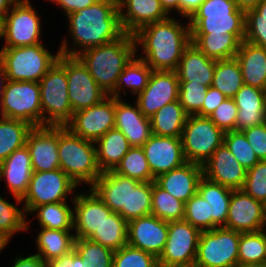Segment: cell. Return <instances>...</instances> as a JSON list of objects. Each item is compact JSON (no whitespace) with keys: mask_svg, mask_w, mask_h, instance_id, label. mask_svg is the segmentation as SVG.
Here are the masks:
<instances>
[{"mask_svg":"<svg viewBox=\"0 0 266 267\" xmlns=\"http://www.w3.org/2000/svg\"><path fill=\"white\" fill-rule=\"evenodd\" d=\"M66 17L73 47L64 37L58 48L61 54L77 56L87 49L115 41L125 33L120 23L119 6L112 1L100 0Z\"/></svg>","mask_w":266,"mask_h":267,"instance_id":"obj_1","label":"cell"},{"mask_svg":"<svg viewBox=\"0 0 266 267\" xmlns=\"http://www.w3.org/2000/svg\"><path fill=\"white\" fill-rule=\"evenodd\" d=\"M168 17L164 20L150 23L135 32L136 54L152 70L176 71L185 48L191 43L189 20L180 24Z\"/></svg>","mask_w":266,"mask_h":267,"instance_id":"obj_2","label":"cell"},{"mask_svg":"<svg viewBox=\"0 0 266 267\" xmlns=\"http://www.w3.org/2000/svg\"><path fill=\"white\" fill-rule=\"evenodd\" d=\"M136 55L133 34L124 33L110 43L95 46L77 55L96 83L109 95L125 66Z\"/></svg>","mask_w":266,"mask_h":267,"instance_id":"obj_3","label":"cell"},{"mask_svg":"<svg viewBox=\"0 0 266 267\" xmlns=\"http://www.w3.org/2000/svg\"><path fill=\"white\" fill-rule=\"evenodd\" d=\"M58 155L62 169L79 187H91L102 174L95 142L73 134L66 126H58Z\"/></svg>","mask_w":266,"mask_h":267,"instance_id":"obj_4","label":"cell"},{"mask_svg":"<svg viewBox=\"0 0 266 267\" xmlns=\"http://www.w3.org/2000/svg\"><path fill=\"white\" fill-rule=\"evenodd\" d=\"M190 33H233L245 39V12L234 0H205L189 19Z\"/></svg>","mask_w":266,"mask_h":267,"instance_id":"obj_5","label":"cell"},{"mask_svg":"<svg viewBox=\"0 0 266 267\" xmlns=\"http://www.w3.org/2000/svg\"><path fill=\"white\" fill-rule=\"evenodd\" d=\"M60 52L52 54L43 43L33 46L2 47L3 61L10 81L38 82L57 61Z\"/></svg>","mask_w":266,"mask_h":267,"instance_id":"obj_6","label":"cell"},{"mask_svg":"<svg viewBox=\"0 0 266 267\" xmlns=\"http://www.w3.org/2000/svg\"><path fill=\"white\" fill-rule=\"evenodd\" d=\"M42 126H66L73 116L65 69L56 61L39 81Z\"/></svg>","mask_w":266,"mask_h":267,"instance_id":"obj_7","label":"cell"},{"mask_svg":"<svg viewBox=\"0 0 266 267\" xmlns=\"http://www.w3.org/2000/svg\"><path fill=\"white\" fill-rule=\"evenodd\" d=\"M240 234L224 227L201 231L194 267H239Z\"/></svg>","mask_w":266,"mask_h":267,"instance_id":"obj_8","label":"cell"},{"mask_svg":"<svg viewBox=\"0 0 266 267\" xmlns=\"http://www.w3.org/2000/svg\"><path fill=\"white\" fill-rule=\"evenodd\" d=\"M224 134L209 117L188 115L181 136L186 161L203 165L224 143Z\"/></svg>","mask_w":266,"mask_h":267,"instance_id":"obj_9","label":"cell"},{"mask_svg":"<svg viewBox=\"0 0 266 267\" xmlns=\"http://www.w3.org/2000/svg\"><path fill=\"white\" fill-rule=\"evenodd\" d=\"M77 187L78 185L60 168L45 172L33 171L28 190L21 198L26 216L40 205L66 202L68 195L74 198V190Z\"/></svg>","mask_w":266,"mask_h":267,"instance_id":"obj_10","label":"cell"},{"mask_svg":"<svg viewBox=\"0 0 266 267\" xmlns=\"http://www.w3.org/2000/svg\"><path fill=\"white\" fill-rule=\"evenodd\" d=\"M0 113L4 118L23 120L33 127L42 126L39 83L8 80Z\"/></svg>","mask_w":266,"mask_h":267,"instance_id":"obj_11","label":"cell"},{"mask_svg":"<svg viewBox=\"0 0 266 267\" xmlns=\"http://www.w3.org/2000/svg\"><path fill=\"white\" fill-rule=\"evenodd\" d=\"M57 62L66 71L68 96L73 112L99 104L108 96L77 56L60 53Z\"/></svg>","mask_w":266,"mask_h":267,"instance_id":"obj_12","label":"cell"},{"mask_svg":"<svg viewBox=\"0 0 266 267\" xmlns=\"http://www.w3.org/2000/svg\"><path fill=\"white\" fill-rule=\"evenodd\" d=\"M201 231L189 222H168V238L158 258L161 267H194Z\"/></svg>","mask_w":266,"mask_h":267,"instance_id":"obj_13","label":"cell"},{"mask_svg":"<svg viewBox=\"0 0 266 267\" xmlns=\"http://www.w3.org/2000/svg\"><path fill=\"white\" fill-rule=\"evenodd\" d=\"M31 2H16L4 17L3 47L33 46L43 41L42 22Z\"/></svg>","mask_w":266,"mask_h":267,"instance_id":"obj_14","label":"cell"},{"mask_svg":"<svg viewBox=\"0 0 266 267\" xmlns=\"http://www.w3.org/2000/svg\"><path fill=\"white\" fill-rule=\"evenodd\" d=\"M115 125V97L108 95L99 104L73 112L66 127L76 136L96 142Z\"/></svg>","mask_w":266,"mask_h":267,"instance_id":"obj_15","label":"cell"},{"mask_svg":"<svg viewBox=\"0 0 266 267\" xmlns=\"http://www.w3.org/2000/svg\"><path fill=\"white\" fill-rule=\"evenodd\" d=\"M179 79L176 71L153 70L146 88L136 96L142 114L148 118L166 104L178 100Z\"/></svg>","mask_w":266,"mask_h":267,"instance_id":"obj_16","label":"cell"},{"mask_svg":"<svg viewBox=\"0 0 266 267\" xmlns=\"http://www.w3.org/2000/svg\"><path fill=\"white\" fill-rule=\"evenodd\" d=\"M224 228L241 233L264 230L266 206L242 190H233Z\"/></svg>","mask_w":266,"mask_h":267,"instance_id":"obj_17","label":"cell"},{"mask_svg":"<svg viewBox=\"0 0 266 267\" xmlns=\"http://www.w3.org/2000/svg\"><path fill=\"white\" fill-rule=\"evenodd\" d=\"M168 238V222L147 215L128 222L127 244L154 255L157 259Z\"/></svg>","mask_w":266,"mask_h":267,"instance_id":"obj_18","label":"cell"},{"mask_svg":"<svg viewBox=\"0 0 266 267\" xmlns=\"http://www.w3.org/2000/svg\"><path fill=\"white\" fill-rule=\"evenodd\" d=\"M71 200L75 238L88 239L112 213L110 208L91 189L78 192Z\"/></svg>","mask_w":266,"mask_h":267,"instance_id":"obj_19","label":"cell"},{"mask_svg":"<svg viewBox=\"0 0 266 267\" xmlns=\"http://www.w3.org/2000/svg\"><path fill=\"white\" fill-rule=\"evenodd\" d=\"M141 147L155 179L187 162L181 137L152 135Z\"/></svg>","mask_w":266,"mask_h":267,"instance_id":"obj_20","label":"cell"},{"mask_svg":"<svg viewBox=\"0 0 266 267\" xmlns=\"http://www.w3.org/2000/svg\"><path fill=\"white\" fill-rule=\"evenodd\" d=\"M26 146L33 171L45 172L60 168L58 126L33 127L27 135Z\"/></svg>","mask_w":266,"mask_h":267,"instance_id":"obj_21","label":"cell"},{"mask_svg":"<svg viewBox=\"0 0 266 267\" xmlns=\"http://www.w3.org/2000/svg\"><path fill=\"white\" fill-rule=\"evenodd\" d=\"M202 166L203 176L209 181L232 190H241L243 187L247 169L235 159L224 143Z\"/></svg>","mask_w":266,"mask_h":267,"instance_id":"obj_22","label":"cell"},{"mask_svg":"<svg viewBox=\"0 0 266 267\" xmlns=\"http://www.w3.org/2000/svg\"><path fill=\"white\" fill-rule=\"evenodd\" d=\"M126 98H115V125L127 138L129 144L141 147L152 135L150 118L144 116L138 104Z\"/></svg>","mask_w":266,"mask_h":267,"instance_id":"obj_23","label":"cell"},{"mask_svg":"<svg viewBox=\"0 0 266 267\" xmlns=\"http://www.w3.org/2000/svg\"><path fill=\"white\" fill-rule=\"evenodd\" d=\"M33 174L31 157L26 145L16 149L0 163V181L4 179L7 189L17 204L28 190Z\"/></svg>","mask_w":266,"mask_h":267,"instance_id":"obj_24","label":"cell"},{"mask_svg":"<svg viewBox=\"0 0 266 267\" xmlns=\"http://www.w3.org/2000/svg\"><path fill=\"white\" fill-rule=\"evenodd\" d=\"M90 188L112 212L129 222L130 178L110 170L102 172Z\"/></svg>","mask_w":266,"mask_h":267,"instance_id":"obj_25","label":"cell"},{"mask_svg":"<svg viewBox=\"0 0 266 267\" xmlns=\"http://www.w3.org/2000/svg\"><path fill=\"white\" fill-rule=\"evenodd\" d=\"M202 177L203 166L187 161L180 167L161 174L154 182L175 198L186 203L198 192V185Z\"/></svg>","mask_w":266,"mask_h":267,"instance_id":"obj_26","label":"cell"},{"mask_svg":"<svg viewBox=\"0 0 266 267\" xmlns=\"http://www.w3.org/2000/svg\"><path fill=\"white\" fill-rule=\"evenodd\" d=\"M118 6L121 27L129 34H134L145 25L171 16L159 0H123Z\"/></svg>","mask_w":266,"mask_h":267,"instance_id":"obj_27","label":"cell"},{"mask_svg":"<svg viewBox=\"0 0 266 267\" xmlns=\"http://www.w3.org/2000/svg\"><path fill=\"white\" fill-rule=\"evenodd\" d=\"M238 108L233 131H243L266 122V91L244 84L233 97Z\"/></svg>","mask_w":266,"mask_h":267,"instance_id":"obj_28","label":"cell"},{"mask_svg":"<svg viewBox=\"0 0 266 267\" xmlns=\"http://www.w3.org/2000/svg\"><path fill=\"white\" fill-rule=\"evenodd\" d=\"M216 60L207 57L192 42L185 48L176 70L179 81L212 85Z\"/></svg>","mask_w":266,"mask_h":267,"instance_id":"obj_29","label":"cell"},{"mask_svg":"<svg viewBox=\"0 0 266 267\" xmlns=\"http://www.w3.org/2000/svg\"><path fill=\"white\" fill-rule=\"evenodd\" d=\"M235 58L246 85L266 91V48L243 40Z\"/></svg>","mask_w":266,"mask_h":267,"instance_id":"obj_30","label":"cell"},{"mask_svg":"<svg viewBox=\"0 0 266 267\" xmlns=\"http://www.w3.org/2000/svg\"><path fill=\"white\" fill-rule=\"evenodd\" d=\"M95 146L101 172L114 170L132 147L126 136L116 128L107 131L95 142Z\"/></svg>","mask_w":266,"mask_h":267,"instance_id":"obj_31","label":"cell"},{"mask_svg":"<svg viewBox=\"0 0 266 267\" xmlns=\"http://www.w3.org/2000/svg\"><path fill=\"white\" fill-rule=\"evenodd\" d=\"M191 42L207 57L214 60L236 56L241 41L233 34L191 33Z\"/></svg>","mask_w":266,"mask_h":267,"instance_id":"obj_32","label":"cell"},{"mask_svg":"<svg viewBox=\"0 0 266 267\" xmlns=\"http://www.w3.org/2000/svg\"><path fill=\"white\" fill-rule=\"evenodd\" d=\"M72 231L74 230L41 228L35 239L37 245L35 254L48 262L70 253L74 249L76 239Z\"/></svg>","mask_w":266,"mask_h":267,"instance_id":"obj_33","label":"cell"},{"mask_svg":"<svg viewBox=\"0 0 266 267\" xmlns=\"http://www.w3.org/2000/svg\"><path fill=\"white\" fill-rule=\"evenodd\" d=\"M233 190L209 181L204 176L199 182L198 193L210 204L211 230L224 227Z\"/></svg>","mask_w":266,"mask_h":267,"instance_id":"obj_34","label":"cell"},{"mask_svg":"<svg viewBox=\"0 0 266 267\" xmlns=\"http://www.w3.org/2000/svg\"><path fill=\"white\" fill-rule=\"evenodd\" d=\"M152 71L153 70L142 59L137 57L136 54L125 66L123 72L119 76L115 89L109 95L115 98H123L121 95L126 96V90L129 89L128 91L132 95L137 96L146 88Z\"/></svg>","mask_w":266,"mask_h":267,"instance_id":"obj_35","label":"cell"},{"mask_svg":"<svg viewBox=\"0 0 266 267\" xmlns=\"http://www.w3.org/2000/svg\"><path fill=\"white\" fill-rule=\"evenodd\" d=\"M188 118L179 101L166 104L150 117L152 133L157 136L181 137Z\"/></svg>","mask_w":266,"mask_h":267,"instance_id":"obj_36","label":"cell"},{"mask_svg":"<svg viewBox=\"0 0 266 267\" xmlns=\"http://www.w3.org/2000/svg\"><path fill=\"white\" fill-rule=\"evenodd\" d=\"M127 232L128 222L112 212L88 239L116 251L127 245Z\"/></svg>","mask_w":266,"mask_h":267,"instance_id":"obj_37","label":"cell"},{"mask_svg":"<svg viewBox=\"0 0 266 267\" xmlns=\"http://www.w3.org/2000/svg\"><path fill=\"white\" fill-rule=\"evenodd\" d=\"M32 213H36L40 228L74 230L73 207L67 201L40 205Z\"/></svg>","mask_w":266,"mask_h":267,"instance_id":"obj_38","label":"cell"},{"mask_svg":"<svg viewBox=\"0 0 266 267\" xmlns=\"http://www.w3.org/2000/svg\"><path fill=\"white\" fill-rule=\"evenodd\" d=\"M32 128L23 120L0 118V163L16 149L26 145L27 135Z\"/></svg>","mask_w":266,"mask_h":267,"instance_id":"obj_39","label":"cell"},{"mask_svg":"<svg viewBox=\"0 0 266 267\" xmlns=\"http://www.w3.org/2000/svg\"><path fill=\"white\" fill-rule=\"evenodd\" d=\"M243 85L242 70L235 57L216 60L212 87L218 89L227 98H233Z\"/></svg>","mask_w":266,"mask_h":267,"instance_id":"obj_40","label":"cell"},{"mask_svg":"<svg viewBox=\"0 0 266 267\" xmlns=\"http://www.w3.org/2000/svg\"><path fill=\"white\" fill-rule=\"evenodd\" d=\"M238 261L239 267L266 264V228L240 234Z\"/></svg>","mask_w":266,"mask_h":267,"instance_id":"obj_41","label":"cell"},{"mask_svg":"<svg viewBox=\"0 0 266 267\" xmlns=\"http://www.w3.org/2000/svg\"><path fill=\"white\" fill-rule=\"evenodd\" d=\"M185 203L152 182L151 214L163 221H181L184 219Z\"/></svg>","mask_w":266,"mask_h":267,"instance_id":"obj_42","label":"cell"},{"mask_svg":"<svg viewBox=\"0 0 266 267\" xmlns=\"http://www.w3.org/2000/svg\"><path fill=\"white\" fill-rule=\"evenodd\" d=\"M115 173L140 182H154L142 147L133 146L113 170Z\"/></svg>","mask_w":266,"mask_h":267,"instance_id":"obj_43","label":"cell"},{"mask_svg":"<svg viewBox=\"0 0 266 267\" xmlns=\"http://www.w3.org/2000/svg\"><path fill=\"white\" fill-rule=\"evenodd\" d=\"M74 249L85 259L86 267H112L114 250L89 239L76 238Z\"/></svg>","mask_w":266,"mask_h":267,"instance_id":"obj_44","label":"cell"},{"mask_svg":"<svg viewBox=\"0 0 266 267\" xmlns=\"http://www.w3.org/2000/svg\"><path fill=\"white\" fill-rule=\"evenodd\" d=\"M152 182L130 178L129 221L151 214Z\"/></svg>","mask_w":266,"mask_h":267,"instance_id":"obj_45","label":"cell"},{"mask_svg":"<svg viewBox=\"0 0 266 267\" xmlns=\"http://www.w3.org/2000/svg\"><path fill=\"white\" fill-rule=\"evenodd\" d=\"M245 41L266 48V0L245 12Z\"/></svg>","mask_w":266,"mask_h":267,"instance_id":"obj_46","label":"cell"},{"mask_svg":"<svg viewBox=\"0 0 266 267\" xmlns=\"http://www.w3.org/2000/svg\"><path fill=\"white\" fill-rule=\"evenodd\" d=\"M31 221L28 222L24 208H18L0 195V230L13 235L29 230Z\"/></svg>","mask_w":266,"mask_h":267,"instance_id":"obj_47","label":"cell"},{"mask_svg":"<svg viewBox=\"0 0 266 267\" xmlns=\"http://www.w3.org/2000/svg\"><path fill=\"white\" fill-rule=\"evenodd\" d=\"M224 144L247 170L260 161L242 131L225 132Z\"/></svg>","mask_w":266,"mask_h":267,"instance_id":"obj_48","label":"cell"},{"mask_svg":"<svg viewBox=\"0 0 266 267\" xmlns=\"http://www.w3.org/2000/svg\"><path fill=\"white\" fill-rule=\"evenodd\" d=\"M183 220L200 231L211 230L210 204L198 192L185 203Z\"/></svg>","mask_w":266,"mask_h":267,"instance_id":"obj_49","label":"cell"},{"mask_svg":"<svg viewBox=\"0 0 266 267\" xmlns=\"http://www.w3.org/2000/svg\"><path fill=\"white\" fill-rule=\"evenodd\" d=\"M158 259L128 244L114 252L112 267H158Z\"/></svg>","mask_w":266,"mask_h":267,"instance_id":"obj_50","label":"cell"},{"mask_svg":"<svg viewBox=\"0 0 266 267\" xmlns=\"http://www.w3.org/2000/svg\"><path fill=\"white\" fill-rule=\"evenodd\" d=\"M241 190L266 205V160H260L247 170Z\"/></svg>","mask_w":266,"mask_h":267,"instance_id":"obj_51","label":"cell"},{"mask_svg":"<svg viewBox=\"0 0 266 267\" xmlns=\"http://www.w3.org/2000/svg\"><path fill=\"white\" fill-rule=\"evenodd\" d=\"M208 86L179 81L178 101L188 115H196L201 109Z\"/></svg>","mask_w":266,"mask_h":267,"instance_id":"obj_52","label":"cell"},{"mask_svg":"<svg viewBox=\"0 0 266 267\" xmlns=\"http://www.w3.org/2000/svg\"><path fill=\"white\" fill-rule=\"evenodd\" d=\"M238 108L233 98H226L209 116L224 132L233 131Z\"/></svg>","mask_w":266,"mask_h":267,"instance_id":"obj_53","label":"cell"},{"mask_svg":"<svg viewBox=\"0 0 266 267\" xmlns=\"http://www.w3.org/2000/svg\"><path fill=\"white\" fill-rule=\"evenodd\" d=\"M259 160H266V122L242 131Z\"/></svg>","mask_w":266,"mask_h":267,"instance_id":"obj_54","label":"cell"},{"mask_svg":"<svg viewBox=\"0 0 266 267\" xmlns=\"http://www.w3.org/2000/svg\"><path fill=\"white\" fill-rule=\"evenodd\" d=\"M227 97L218 89L210 86L206 92L202 109L196 114L200 117H209L210 114L226 99Z\"/></svg>","mask_w":266,"mask_h":267,"instance_id":"obj_55","label":"cell"},{"mask_svg":"<svg viewBox=\"0 0 266 267\" xmlns=\"http://www.w3.org/2000/svg\"><path fill=\"white\" fill-rule=\"evenodd\" d=\"M47 267H86L85 259L73 249L70 253L46 262Z\"/></svg>","mask_w":266,"mask_h":267,"instance_id":"obj_56","label":"cell"},{"mask_svg":"<svg viewBox=\"0 0 266 267\" xmlns=\"http://www.w3.org/2000/svg\"><path fill=\"white\" fill-rule=\"evenodd\" d=\"M48 1H51L52 3L58 5L65 13V16H67L71 13L79 12L80 10L99 2L100 0H48Z\"/></svg>","mask_w":266,"mask_h":267,"instance_id":"obj_57","label":"cell"},{"mask_svg":"<svg viewBox=\"0 0 266 267\" xmlns=\"http://www.w3.org/2000/svg\"><path fill=\"white\" fill-rule=\"evenodd\" d=\"M11 262H13L12 267H47L46 262L36 254H31L25 257L22 255L17 256L16 254L15 259L11 260Z\"/></svg>","mask_w":266,"mask_h":267,"instance_id":"obj_58","label":"cell"},{"mask_svg":"<svg viewBox=\"0 0 266 267\" xmlns=\"http://www.w3.org/2000/svg\"><path fill=\"white\" fill-rule=\"evenodd\" d=\"M205 0H180L179 14L186 20L190 19Z\"/></svg>","mask_w":266,"mask_h":267,"instance_id":"obj_59","label":"cell"},{"mask_svg":"<svg viewBox=\"0 0 266 267\" xmlns=\"http://www.w3.org/2000/svg\"><path fill=\"white\" fill-rule=\"evenodd\" d=\"M7 82H8V76L6 73L5 65L3 61L0 59V104L3 100L4 90L6 88Z\"/></svg>","mask_w":266,"mask_h":267,"instance_id":"obj_60","label":"cell"},{"mask_svg":"<svg viewBox=\"0 0 266 267\" xmlns=\"http://www.w3.org/2000/svg\"><path fill=\"white\" fill-rule=\"evenodd\" d=\"M236 2V6L239 10L247 12L248 10L255 9L257 4L261 0H234Z\"/></svg>","mask_w":266,"mask_h":267,"instance_id":"obj_61","label":"cell"},{"mask_svg":"<svg viewBox=\"0 0 266 267\" xmlns=\"http://www.w3.org/2000/svg\"><path fill=\"white\" fill-rule=\"evenodd\" d=\"M161 2L162 7L168 14L173 13L174 11L178 12L179 14V3L180 0H159ZM173 11V12H172Z\"/></svg>","mask_w":266,"mask_h":267,"instance_id":"obj_62","label":"cell"},{"mask_svg":"<svg viewBox=\"0 0 266 267\" xmlns=\"http://www.w3.org/2000/svg\"><path fill=\"white\" fill-rule=\"evenodd\" d=\"M15 3V0H0V16L5 17Z\"/></svg>","mask_w":266,"mask_h":267,"instance_id":"obj_63","label":"cell"},{"mask_svg":"<svg viewBox=\"0 0 266 267\" xmlns=\"http://www.w3.org/2000/svg\"><path fill=\"white\" fill-rule=\"evenodd\" d=\"M10 240L11 236L8 233L0 230V253L9 244Z\"/></svg>","mask_w":266,"mask_h":267,"instance_id":"obj_64","label":"cell"},{"mask_svg":"<svg viewBox=\"0 0 266 267\" xmlns=\"http://www.w3.org/2000/svg\"><path fill=\"white\" fill-rule=\"evenodd\" d=\"M0 38L4 39V17L0 16Z\"/></svg>","mask_w":266,"mask_h":267,"instance_id":"obj_65","label":"cell"},{"mask_svg":"<svg viewBox=\"0 0 266 267\" xmlns=\"http://www.w3.org/2000/svg\"><path fill=\"white\" fill-rule=\"evenodd\" d=\"M108 1H112L115 4L119 5L123 0H108Z\"/></svg>","mask_w":266,"mask_h":267,"instance_id":"obj_66","label":"cell"},{"mask_svg":"<svg viewBox=\"0 0 266 267\" xmlns=\"http://www.w3.org/2000/svg\"><path fill=\"white\" fill-rule=\"evenodd\" d=\"M15 2H31V0H15Z\"/></svg>","mask_w":266,"mask_h":267,"instance_id":"obj_67","label":"cell"},{"mask_svg":"<svg viewBox=\"0 0 266 267\" xmlns=\"http://www.w3.org/2000/svg\"><path fill=\"white\" fill-rule=\"evenodd\" d=\"M246 267H266V264H264V265H256V266H246Z\"/></svg>","mask_w":266,"mask_h":267,"instance_id":"obj_68","label":"cell"}]
</instances>
